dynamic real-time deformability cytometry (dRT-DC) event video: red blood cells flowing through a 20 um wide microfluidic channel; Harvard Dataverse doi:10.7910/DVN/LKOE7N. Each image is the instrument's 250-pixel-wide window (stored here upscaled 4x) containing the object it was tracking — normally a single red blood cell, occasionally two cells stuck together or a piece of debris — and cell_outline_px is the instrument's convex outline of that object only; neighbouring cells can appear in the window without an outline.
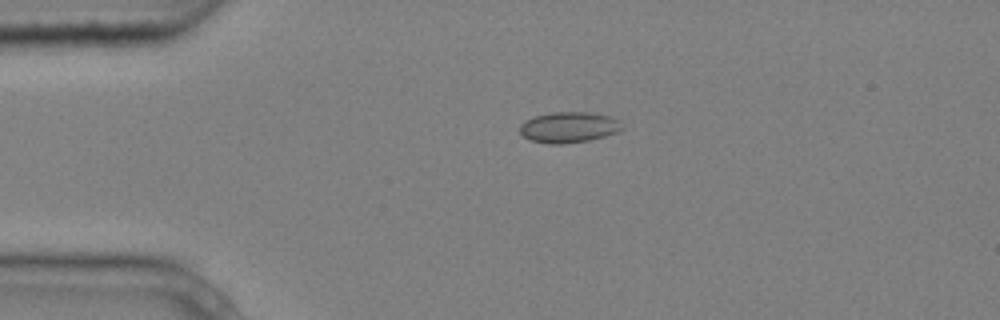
{"species": "common noctule bat (a hibernating species)", "species_latin": "Nyctalus noctula", "temperature_condition": "cold", "stored_images_in_passage": 2, "camera_frame_rate_fps": 3000, "um_per_image_px": 0.085, "animal": {"sex": "male", "body_mass_g": 20.4}, "frame": {"image": 1, "passage_image": 1, "time_ms": 0.0, "image_size_px": [1000, 320], "cell_outline_px": [[624, 128], [616, 132], [604, 136], [588, 140], [560, 144], [548, 144], [532, 140], [524, 136], [520, 132], [520, 124], [536, 116], [552, 112], [588, 112], [608, 116], [620, 120]], "centroid_in_image_um": [48.37, 10.81], "position_along_channel_um": 36.6, "area_um2": 18.09}}